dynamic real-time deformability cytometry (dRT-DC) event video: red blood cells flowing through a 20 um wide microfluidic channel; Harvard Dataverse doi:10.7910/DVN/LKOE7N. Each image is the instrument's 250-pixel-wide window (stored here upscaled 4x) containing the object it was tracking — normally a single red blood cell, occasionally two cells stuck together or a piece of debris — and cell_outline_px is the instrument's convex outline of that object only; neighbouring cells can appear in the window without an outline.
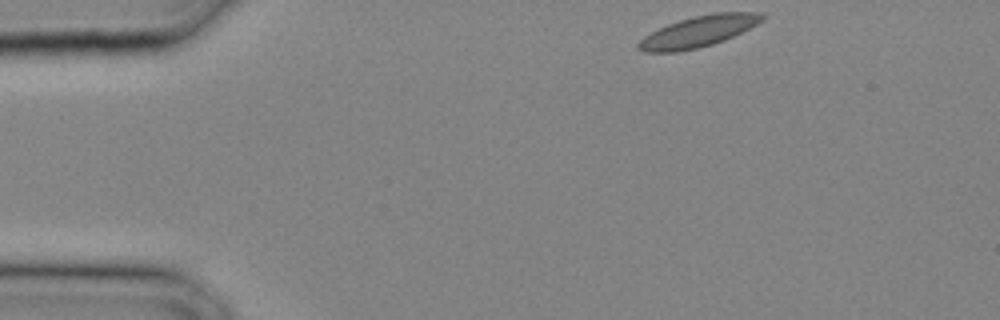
{"species": "common noctule bat (a hibernating species)", "species_latin": "Nyctalus noctula", "temperature_condition": "cold", "stored_images_in_passage": 23, "camera_frame_rate_fps": 3000, "um_per_image_px": 0.085, "animal": {"sex": "male", "body_mass_g": 20.4}, "frame": {"image": 1, "passage_image": 1, "time_ms": 0.0, "image_size_px": [1000, 320], "cell_outline_px": [[764, 20], [724, 40], [712, 44], [696, 48], [676, 52], [644, 52], [636, 44], [644, 36], [668, 24], [680, 20], [696, 16], [716, 12], [764, 12]], "centroid_in_image_um": [59.38, 2.67], "position_along_channel_um": 25.6, "area_um2": 21.96}}
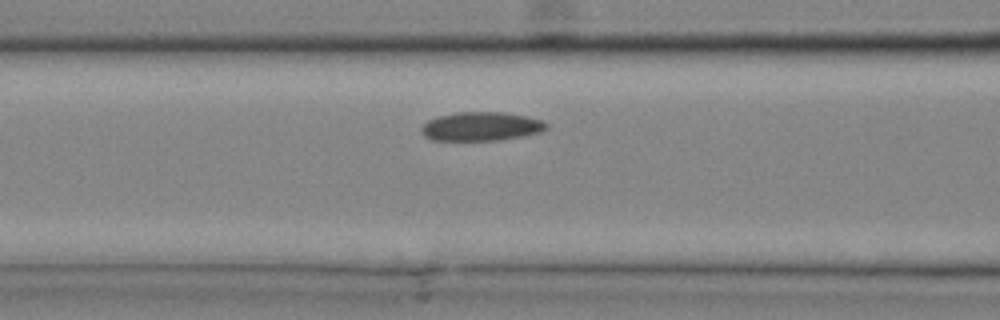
{"frame": {"image": 2, "passage_image": 9, "time_ms": 2.667, "image_size_px": [1000, 320], "cell_outline_px": [[548, 128], [540, 132], [520, 136], [496, 140], [432, 140], [424, 136], [420, 132], [420, 128], [428, 120], [440, 116], [456, 112], [504, 112], [528, 116], [544, 120], [548, 124]], "centroid_in_image_um": [40.91, 10.73], "position_along_channel_um": 125.7, "area_um2": 21.04}}
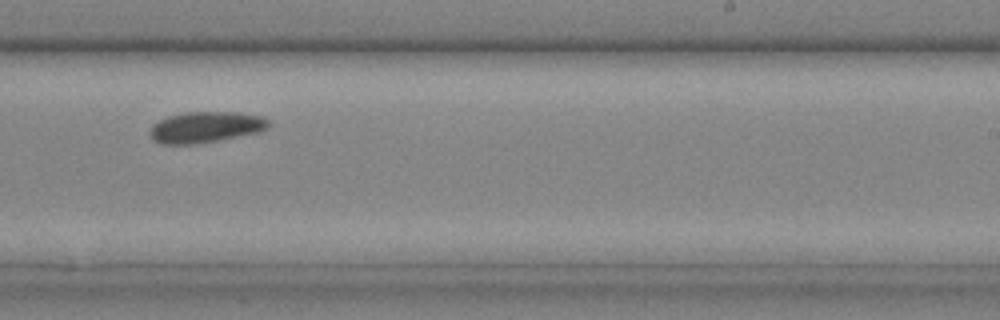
{"frame": {"image": 3, "passage_image": 16, "time_ms": 5.0, "image_size_px": [1000, 320], "cell_outline_px": [[272, 124], [268, 128], [260, 132], [220, 140], [196, 144], [160, 144], [152, 136], [152, 128], [160, 120], [168, 116], [184, 112], [240, 112], [260, 116], [268, 120]], "centroid_in_image_um": [17.57, 10.8], "position_along_channel_um": 271.4, "area_um2": 21.33}}